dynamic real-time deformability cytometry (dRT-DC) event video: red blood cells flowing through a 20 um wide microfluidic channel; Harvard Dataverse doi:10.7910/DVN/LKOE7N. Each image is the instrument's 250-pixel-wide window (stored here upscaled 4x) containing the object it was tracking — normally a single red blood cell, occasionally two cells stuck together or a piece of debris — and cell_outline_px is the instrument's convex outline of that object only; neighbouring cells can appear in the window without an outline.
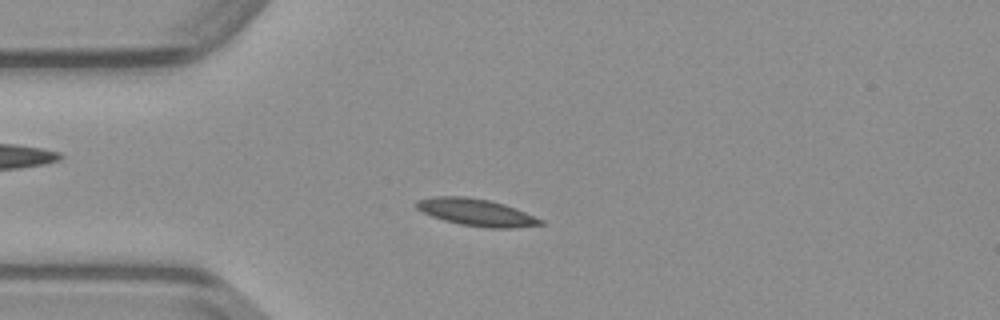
{"species": "common noctule bat (a hibernating species)", "species_latin": "Nyctalus noctula", "temperature_condition": "warm", "stored_images_in_passage": 49, "camera_frame_rate_fps": 3000, "um_per_image_px": 0.085, "animal": {"sex": "male", "body_mass_g": 23.1, "forearm_length_mm": 52.7}, "frame": {"image": 1, "passage_image": 12, "time_ms": 3.667, "image_size_px": [1000, 320], "cell_outline_px": [[544, 224], [512, 228], [488, 228], [460, 224], [444, 220], [432, 216], [416, 208], [416, 200], [436, 196], [468, 196], [488, 200], [504, 204], [516, 208], [544, 220]], "centroid_in_image_um": [40.5, 18.04], "position_along_channel_um": 44.5, "area_um2": 19.54}}
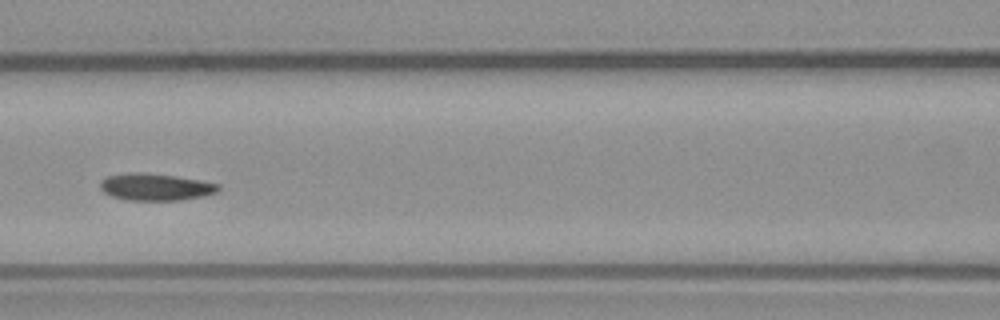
{"frame": {"image": 2, "passage_image": 21, "time_ms": 6.667, "image_size_px": [1000, 320], "cell_outline_px": [[220, 188], [216, 192], [204, 196], [180, 200], [128, 200], [112, 196], [104, 192], [100, 188], [100, 180], [108, 176], [128, 172], [144, 172], [176, 176], [200, 180], [220, 184]], "centroid_in_image_um": [13.22, 15.88], "position_along_channel_um": 153.4, "area_um2": 18.67}}
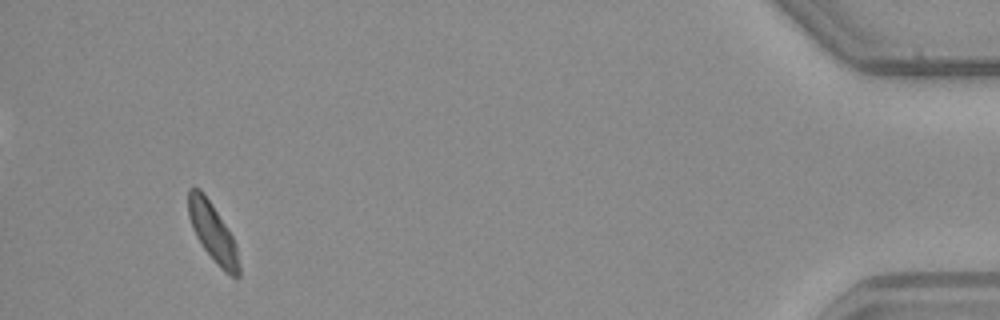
{"frame": {"image": 3, "passage_image": 46, "time_ms": 15.0, "image_size_px": [1000, 320], "cell_outline_px": [[240, 276], [232, 276], [224, 272], [216, 264], [204, 248], [196, 236], [192, 228], [188, 216], [188, 188], [200, 188], [204, 192], [228, 228], [236, 244], [240, 268]], "centroid_in_image_um": [18.08, 19.74], "position_along_channel_um": 417.1, "area_um2": 17.34}}